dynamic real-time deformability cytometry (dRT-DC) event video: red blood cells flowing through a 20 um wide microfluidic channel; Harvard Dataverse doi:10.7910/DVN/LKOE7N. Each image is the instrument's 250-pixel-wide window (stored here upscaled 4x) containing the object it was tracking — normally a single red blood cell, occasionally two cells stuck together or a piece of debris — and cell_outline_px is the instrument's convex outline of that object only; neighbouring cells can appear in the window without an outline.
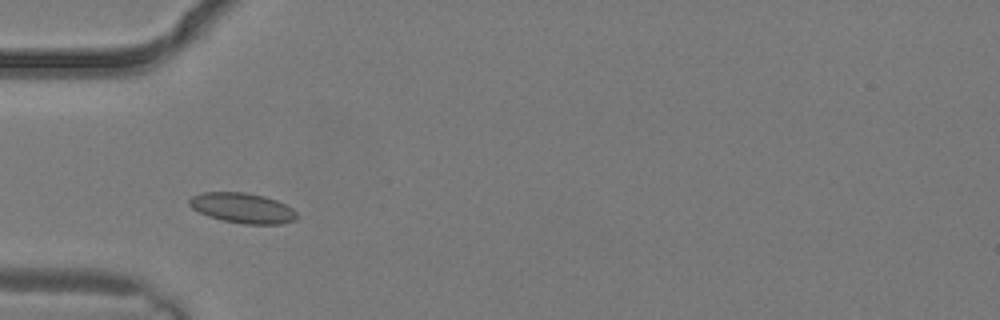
{"species": "common noctule bat (a hibernating species)", "species_latin": "Nyctalus noctula", "temperature_condition": "warm", "stored_images_in_passage": 2, "camera_frame_rate_fps": 3000, "um_per_image_px": 0.085, "animal": {"sex": "male", "body_mass_g": 19.2, "forearm_length_mm": 51.8}, "frame": {"image": 1, "passage_image": 2, "time_ms": 0.333, "image_size_px": [1000, 320], "cell_outline_px": [[296, 220], [280, 224], [244, 224], [220, 220], [208, 216], [192, 208], [188, 204], [188, 200], [192, 196], [204, 192], [244, 192], [264, 196], [276, 200], [292, 208], [296, 212]], "centroid_in_image_um": [20.6, 17.68], "position_along_channel_um": 64.4, "area_um2": 18.9}}